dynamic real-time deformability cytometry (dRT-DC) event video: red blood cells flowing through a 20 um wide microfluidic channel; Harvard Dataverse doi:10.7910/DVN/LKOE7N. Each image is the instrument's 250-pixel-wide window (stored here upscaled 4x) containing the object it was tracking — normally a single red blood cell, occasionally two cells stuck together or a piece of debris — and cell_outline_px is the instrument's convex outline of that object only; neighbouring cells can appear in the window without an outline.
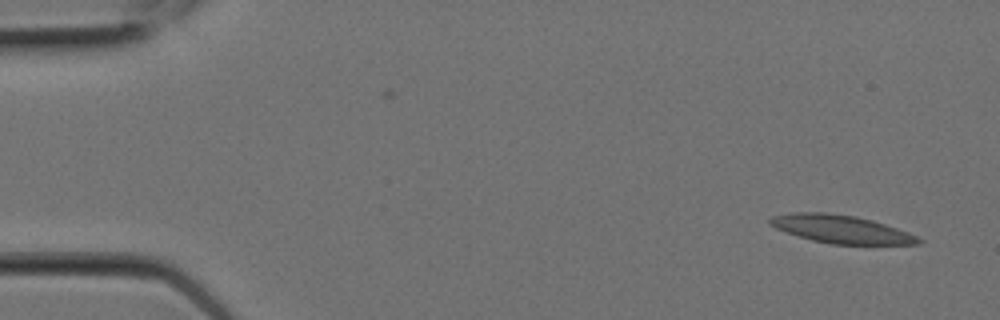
{"species": "Egyptian fruit bat (a non-hibernating species)", "species_latin": "Rousettus aegyptiacus", "temperature_condition": "room temperature", "stored_images_in_passage": 2, "camera_frame_rate_fps": 3000, "um_per_image_px": 0.085, "animal": {"sex": "female"}, "frame": {"image": 1, "passage_image": 2, "time_ms": 0.333, "image_size_px": [1000, 320], "cell_outline_px": [[924, 240], [920, 244], [832, 244], [812, 240], [776, 228], [768, 224], [768, 220], [772, 216], [788, 212], [824, 212], [856, 216], [872, 220], [908, 232]], "centroid_in_image_um": [71.47, 19.46], "position_along_channel_um": 13.5, "area_um2": 24.1}}